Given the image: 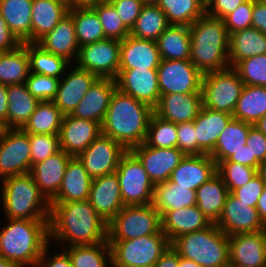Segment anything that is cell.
<instances>
[{
    "label": "cell",
    "mask_w": 266,
    "mask_h": 267,
    "mask_svg": "<svg viewBox=\"0 0 266 267\" xmlns=\"http://www.w3.org/2000/svg\"><path fill=\"white\" fill-rule=\"evenodd\" d=\"M116 83L117 89L122 93L134 97L153 109L157 106L161 96L157 70L119 69Z\"/></svg>",
    "instance_id": "obj_16"
},
{
    "label": "cell",
    "mask_w": 266,
    "mask_h": 267,
    "mask_svg": "<svg viewBox=\"0 0 266 267\" xmlns=\"http://www.w3.org/2000/svg\"><path fill=\"white\" fill-rule=\"evenodd\" d=\"M116 88V79L98 78L71 115L80 119L96 121L102 125Z\"/></svg>",
    "instance_id": "obj_23"
},
{
    "label": "cell",
    "mask_w": 266,
    "mask_h": 267,
    "mask_svg": "<svg viewBox=\"0 0 266 267\" xmlns=\"http://www.w3.org/2000/svg\"><path fill=\"white\" fill-rule=\"evenodd\" d=\"M266 54V35L250 27L230 35L228 60L230 67L237 62Z\"/></svg>",
    "instance_id": "obj_36"
},
{
    "label": "cell",
    "mask_w": 266,
    "mask_h": 267,
    "mask_svg": "<svg viewBox=\"0 0 266 267\" xmlns=\"http://www.w3.org/2000/svg\"><path fill=\"white\" fill-rule=\"evenodd\" d=\"M153 108L115 89L102 123V134L127 150L145 142Z\"/></svg>",
    "instance_id": "obj_2"
},
{
    "label": "cell",
    "mask_w": 266,
    "mask_h": 267,
    "mask_svg": "<svg viewBox=\"0 0 266 267\" xmlns=\"http://www.w3.org/2000/svg\"><path fill=\"white\" fill-rule=\"evenodd\" d=\"M246 0H211L206 5V14L223 19Z\"/></svg>",
    "instance_id": "obj_58"
},
{
    "label": "cell",
    "mask_w": 266,
    "mask_h": 267,
    "mask_svg": "<svg viewBox=\"0 0 266 267\" xmlns=\"http://www.w3.org/2000/svg\"><path fill=\"white\" fill-rule=\"evenodd\" d=\"M263 233H264L265 245H266V225H265V227H264V229H263Z\"/></svg>",
    "instance_id": "obj_74"
},
{
    "label": "cell",
    "mask_w": 266,
    "mask_h": 267,
    "mask_svg": "<svg viewBox=\"0 0 266 267\" xmlns=\"http://www.w3.org/2000/svg\"><path fill=\"white\" fill-rule=\"evenodd\" d=\"M33 0H1L0 13L21 43H31Z\"/></svg>",
    "instance_id": "obj_35"
},
{
    "label": "cell",
    "mask_w": 266,
    "mask_h": 267,
    "mask_svg": "<svg viewBox=\"0 0 266 267\" xmlns=\"http://www.w3.org/2000/svg\"><path fill=\"white\" fill-rule=\"evenodd\" d=\"M68 248L64 251L69 255L72 267L112 266L111 246L108 241L93 245H74Z\"/></svg>",
    "instance_id": "obj_45"
},
{
    "label": "cell",
    "mask_w": 266,
    "mask_h": 267,
    "mask_svg": "<svg viewBox=\"0 0 266 267\" xmlns=\"http://www.w3.org/2000/svg\"><path fill=\"white\" fill-rule=\"evenodd\" d=\"M232 68L244 85L266 87V54L243 59Z\"/></svg>",
    "instance_id": "obj_50"
},
{
    "label": "cell",
    "mask_w": 266,
    "mask_h": 267,
    "mask_svg": "<svg viewBox=\"0 0 266 267\" xmlns=\"http://www.w3.org/2000/svg\"><path fill=\"white\" fill-rule=\"evenodd\" d=\"M229 267H266L263 230L229 236Z\"/></svg>",
    "instance_id": "obj_19"
},
{
    "label": "cell",
    "mask_w": 266,
    "mask_h": 267,
    "mask_svg": "<svg viewBox=\"0 0 266 267\" xmlns=\"http://www.w3.org/2000/svg\"><path fill=\"white\" fill-rule=\"evenodd\" d=\"M169 25L167 17L157 5L143 6L130 35L156 41Z\"/></svg>",
    "instance_id": "obj_46"
},
{
    "label": "cell",
    "mask_w": 266,
    "mask_h": 267,
    "mask_svg": "<svg viewBox=\"0 0 266 267\" xmlns=\"http://www.w3.org/2000/svg\"><path fill=\"white\" fill-rule=\"evenodd\" d=\"M258 174L261 176L263 182L266 183V161L260 164Z\"/></svg>",
    "instance_id": "obj_69"
},
{
    "label": "cell",
    "mask_w": 266,
    "mask_h": 267,
    "mask_svg": "<svg viewBox=\"0 0 266 267\" xmlns=\"http://www.w3.org/2000/svg\"><path fill=\"white\" fill-rule=\"evenodd\" d=\"M127 151L119 142L101 134L78 156V159L94 179L114 173Z\"/></svg>",
    "instance_id": "obj_14"
},
{
    "label": "cell",
    "mask_w": 266,
    "mask_h": 267,
    "mask_svg": "<svg viewBox=\"0 0 266 267\" xmlns=\"http://www.w3.org/2000/svg\"><path fill=\"white\" fill-rule=\"evenodd\" d=\"M21 44L19 39L11 32L0 13V51L10 52Z\"/></svg>",
    "instance_id": "obj_60"
},
{
    "label": "cell",
    "mask_w": 266,
    "mask_h": 267,
    "mask_svg": "<svg viewBox=\"0 0 266 267\" xmlns=\"http://www.w3.org/2000/svg\"><path fill=\"white\" fill-rule=\"evenodd\" d=\"M232 118L233 115L230 113L214 111L202 106L194 120L197 155H210L213 152L219 135Z\"/></svg>",
    "instance_id": "obj_27"
},
{
    "label": "cell",
    "mask_w": 266,
    "mask_h": 267,
    "mask_svg": "<svg viewBox=\"0 0 266 267\" xmlns=\"http://www.w3.org/2000/svg\"><path fill=\"white\" fill-rule=\"evenodd\" d=\"M36 44L44 51L61 56L70 63V60L77 59L80 47L75 34L73 18L69 14L66 15L49 33L39 39Z\"/></svg>",
    "instance_id": "obj_29"
},
{
    "label": "cell",
    "mask_w": 266,
    "mask_h": 267,
    "mask_svg": "<svg viewBox=\"0 0 266 267\" xmlns=\"http://www.w3.org/2000/svg\"><path fill=\"white\" fill-rule=\"evenodd\" d=\"M178 267H201L195 261L185 259L179 256V266Z\"/></svg>",
    "instance_id": "obj_67"
},
{
    "label": "cell",
    "mask_w": 266,
    "mask_h": 267,
    "mask_svg": "<svg viewBox=\"0 0 266 267\" xmlns=\"http://www.w3.org/2000/svg\"><path fill=\"white\" fill-rule=\"evenodd\" d=\"M160 62L156 41L138 39L131 35L121 40L119 69L157 70Z\"/></svg>",
    "instance_id": "obj_24"
},
{
    "label": "cell",
    "mask_w": 266,
    "mask_h": 267,
    "mask_svg": "<svg viewBox=\"0 0 266 267\" xmlns=\"http://www.w3.org/2000/svg\"><path fill=\"white\" fill-rule=\"evenodd\" d=\"M157 6L170 25L190 26L206 13L202 0H160Z\"/></svg>",
    "instance_id": "obj_43"
},
{
    "label": "cell",
    "mask_w": 266,
    "mask_h": 267,
    "mask_svg": "<svg viewBox=\"0 0 266 267\" xmlns=\"http://www.w3.org/2000/svg\"><path fill=\"white\" fill-rule=\"evenodd\" d=\"M7 129L8 128H7L6 124H5V122L0 120V141L2 140V138H3V136H4V134H5Z\"/></svg>",
    "instance_id": "obj_71"
},
{
    "label": "cell",
    "mask_w": 266,
    "mask_h": 267,
    "mask_svg": "<svg viewBox=\"0 0 266 267\" xmlns=\"http://www.w3.org/2000/svg\"><path fill=\"white\" fill-rule=\"evenodd\" d=\"M253 126L266 136V115L260 118Z\"/></svg>",
    "instance_id": "obj_68"
},
{
    "label": "cell",
    "mask_w": 266,
    "mask_h": 267,
    "mask_svg": "<svg viewBox=\"0 0 266 267\" xmlns=\"http://www.w3.org/2000/svg\"><path fill=\"white\" fill-rule=\"evenodd\" d=\"M31 146L29 133L23 129L8 128L0 141V181L30 173Z\"/></svg>",
    "instance_id": "obj_13"
},
{
    "label": "cell",
    "mask_w": 266,
    "mask_h": 267,
    "mask_svg": "<svg viewBox=\"0 0 266 267\" xmlns=\"http://www.w3.org/2000/svg\"><path fill=\"white\" fill-rule=\"evenodd\" d=\"M115 172L125 206L152 204L154 184L130 150L122 156Z\"/></svg>",
    "instance_id": "obj_10"
},
{
    "label": "cell",
    "mask_w": 266,
    "mask_h": 267,
    "mask_svg": "<svg viewBox=\"0 0 266 267\" xmlns=\"http://www.w3.org/2000/svg\"><path fill=\"white\" fill-rule=\"evenodd\" d=\"M179 255L170 246L153 267H178Z\"/></svg>",
    "instance_id": "obj_63"
},
{
    "label": "cell",
    "mask_w": 266,
    "mask_h": 267,
    "mask_svg": "<svg viewBox=\"0 0 266 267\" xmlns=\"http://www.w3.org/2000/svg\"><path fill=\"white\" fill-rule=\"evenodd\" d=\"M252 27L266 35V3L263 0H254Z\"/></svg>",
    "instance_id": "obj_61"
},
{
    "label": "cell",
    "mask_w": 266,
    "mask_h": 267,
    "mask_svg": "<svg viewBox=\"0 0 266 267\" xmlns=\"http://www.w3.org/2000/svg\"><path fill=\"white\" fill-rule=\"evenodd\" d=\"M59 1L63 2L64 4H66L68 6H70V1L71 0H59Z\"/></svg>",
    "instance_id": "obj_73"
},
{
    "label": "cell",
    "mask_w": 266,
    "mask_h": 267,
    "mask_svg": "<svg viewBox=\"0 0 266 267\" xmlns=\"http://www.w3.org/2000/svg\"><path fill=\"white\" fill-rule=\"evenodd\" d=\"M97 13L106 38L123 40L130 35V30L124 25L114 6L104 1L92 7Z\"/></svg>",
    "instance_id": "obj_48"
},
{
    "label": "cell",
    "mask_w": 266,
    "mask_h": 267,
    "mask_svg": "<svg viewBox=\"0 0 266 267\" xmlns=\"http://www.w3.org/2000/svg\"><path fill=\"white\" fill-rule=\"evenodd\" d=\"M246 145L251 151V159L260 163L266 161V136L254 126L248 132Z\"/></svg>",
    "instance_id": "obj_57"
},
{
    "label": "cell",
    "mask_w": 266,
    "mask_h": 267,
    "mask_svg": "<svg viewBox=\"0 0 266 267\" xmlns=\"http://www.w3.org/2000/svg\"><path fill=\"white\" fill-rule=\"evenodd\" d=\"M211 0H202L203 4L206 6Z\"/></svg>",
    "instance_id": "obj_75"
},
{
    "label": "cell",
    "mask_w": 266,
    "mask_h": 267,
    "mask_svg": "<svg viewBox=\"0 0 266 267\" xmlns=\"http://www.w3.org/2000/svg\"><path fill=\"white\" fill-rule=\"evenodd\" d=\"M171 247L179 256L201 267H229V236L215 223L179 236L171 242Z\"/></svg>",
    "instance_id": "obj_6"
},
{
    "label": "cell",
    "mask_w": 266,
    "mask_h": 267,
    "mask_svg": "<svg viewBox=\"0 0 266 267\" xmlns=\"http://www.w3.org/2000/svg\"><path fill=\"white\" fill-rule=\"evenodd\" d=\"M144 143L156 148L177 147V124L162 119L153 112Z\"/></svg>",
    "instance_id": "obj_47"
},
{
    "label": "cell",
    "mask_w": 266,
    "mask_h": 267,
    "mask_svg": "<svg viewBox=\"0 0 266 267\" xmlns=\"http://www.w3.org/2000/svg\"><path fill=\"white\" fill-rule=\"evenodd\" d=\"M30 73L29 57L25 43L15 50L0 55V84H23Z\"/></svg>",
    "instance_id": "obj_39"
},
{
    "label": "cell",
    "mask_w": 266,
    "mask_h": 267,
    "mask_svg": "<svg viewBox=\"0 0 266 267\" xmlns=\"http://www.w3.org/2000/svg\"><path fill=\"white\" fill-rule=\"evenodd\" d=\"M92 180L78 157H72L66 167L58 194L50 202L88 200Z\"/></svg>",
    "instance_id": "obj_30"
},
{
    "label": "cell",
    "mask_w": 266,
    "mask_h": 267,
    "mask_svg": "<svg viewBox=\"0 0 266 267\" xmlns=\"http://www.w3.org/2000/svg\"><path fill=\"white\" fill-rule=\"evenodd\" d=\"M203 106L202 93L161 95L153 112L175 124L194 121Z\"/></svg>",
    "instance_id": "obj_22"
},
{
    "label": "cell",
    "mask_w": 266,
    "mask_h": 267,
    "mask_svg": "<svg viewBox=\"0 0 266 267\" xmlns=\"http://www.w3.org/2000/svg\"><path fill=\"white\" fill-rule=\"evenodd\" d=\"M264 182L257 173L249 182L242 187L234 189L231 194L250 207H256L258 198L263 192Z\"/></svg>",
    "instance_id": "obj_54"
},
{
    "label": "cell",
    "mask_w": 266,
    "mask_h": 267,
    "mask_svg": "<svg viewBox=\"0 0 266 267\" xmlns=\"http://www.w3.org/2000/svg\"><path fill=\"white\" fill-rule=\"evenodd\" d=\"M59 81V78L30 72L25 84L29 93L42 102L52 101L55 98Z\"/></svg>",
    "instance_id": "obj_52"
},
{
    "label": "cell",
    "mask_w": 266,
    "mask_h": 267,
    "mask_svg": "<svg viewBox=\"0 0 266 267\" xmlns=\"http://www.w3.org/2000/svg\"><path fill=\"white\" fill-rule=\"evenodd\" d=\"M49 245L43 250L40 259L35 267H72V262L69 255L63 250L62 253H57L52 257H48Z\"/></svg>",
    "instance_id": "obj_59"
},
{
    "label": "cell",
    "mask_w": 266,
    "mask_h": 267,
    "mask_svg": "<svg viewBox=\"0 0 266 267\" xmlns=\"http://www.w3.org/2000/svg\"><path fill=\"white\" fill-rule=\"evenodd\" d=\"M72 157L60 149L31 167L30 174L45 197L51 201L59 191L69 160Z\"/></svg>",
    "instance_id": "obj_26"
},
{
    "label": "cell",
    "mask_w": 266,
    "mask_h": 267,
    "mask_svg": "<svg viewBox=\"0 0 266 267\" xmlns=\"http://www.w3.org/2000/svg\"><path fill=\"white\" fill-rule=\"evenodd\" d=\"M64 79H60L55 98L52 100L63 115L72 114L93 83L99 78L76 65Z\"/></svg>",
    "instance_id": "obj_20"
},
{
    "label": "cell",
    "mask_w": 266,
    "mask_h": 267,
    "mask_svg": "<svg viewBox=\"0 0 266 267\" xmlns=\"http://www.w3.org/2000/svg\"><path fill=\"white\" fill-rule=\"evenodd\" d=\"M161 230V215L152 204L124 206L108 223V240H131Z\"/></svg>",
    "instance_id": "obj_8"
},
{
    "label": "cell",
    "mask_w": 266,
    "mask_h": 267,
    "mask_svg": "<svg viewBox=\"0 0 266 267\" xmlns=\"http://www.w3.org/2000/svg\"><path fill=\"white\" fill-rule=\"evenodd\" d=\"M29 57L30 72L61 79L71 63L65 58L44 51L36 43H25Z\"/></svg>",
    "instance_id": "obj_44"
},
{
    "label": "cell",
    "mask_w": 266,
    "mask_h": 267,
    "mask_svg": "<svg viewBox=\"0 0 266 267\" xmlns=\"http://www.w3.org/2000/svg\"><path fill=\"white\" fill-rule=\"evenodd\" d=\"M50 204L49 242L54 239L74 246L108 241V223L88 200Z\"/></svg>",
    "instance_id": "obj_1"
},
{
    "label": "cell",
    "mask_w": 266,
    "mask_h": 267,
    "mask_svg": "<svg viewBox=\"0 0 266 267\" xmlns=\"http://www.w3.org/2000/svg\"><path fill=\"white\" fill-rule=\"evenodd\" d=\"M196 205V191L191 187L177 186L169 182L154 184L152 206L161 217L169 210Z\"/></svg>",
    "instance_id": "obj_34"
},
{
    "label": "cell",
    "mask_w": 266,
    "mask_h": 267,
    "mask_svg": "<svg viewBox=\"0 0 266 267\" xmlns=\"http://www.w3.org/2000/svg\"><path fill=\"white\" fill-rule=\"evenodd\" d=\"M63 116L53 101H42L22 129L26 133L59 135Z\"/></svg>",
    "instance_id": "obj_41"
},
{
    "label": "cell",
    "mask_w": 266,
    "mask_h": 267,
    "mask_svg": "<svg viewBox=\"0 0 266 267\" xmlns=\"http://www.w3.org/2000/svg\"><path fill=\"white\" fill-rule=\"evenodd\" d=\"M227 160L230 162H238L245 166H250L256 170L259 169L261 164L257 159H251V151L246 144L243 145L242 149L238 152L233 153Z\"/></svg>",
    "instance_id": "obj_62"
},
{
    "label": "cell",
    "mask_w": 266,
    "mask_h": 267,
    "mask_svg": "<svg viewBox=\"0 0 266 267\" xmlns=\"http://www.w3.org/2000/svg\"><path fill=\"white\" fill-rule=\"evenodd\" d=\"M177 148L185 155H197L194 121L177 124Z\"/></svg>",
    "instance_id": "obj_56"
},
{
    "label": "cell",
    "mask_w": 266,
    "mask_h": 267,
    "mask_svg": "<svg viewBox=\"0 0 266 267\" xmlns=\"http://www.w3.org/2000/svg\"><path fill=\"white\" fill-rule=\"evenodd\" d=\"M191 63L202 73L230 68L228 54L230 35L223 19L204 14L189 26Z\"/></svg>",
    "instance_id": "obj_4"
},
{
    "label": "cell",
    "mask_w": 266,
    "mask_h": 267,
    "mask_svg": "<svg viewBox=\"0 0 266 267\" xmlns=\"http://www.w3.org/2000/svg\"><path fill=\"white\" fill-rule=\"evenodd\" d=\"M233 118L254 125L266 115V87L244 85Z\"/></svg>",
    "instance_id": "obj_40"
},
{
    "label": "cell",
    "mask_w": 266,
    "mask_h": 267,
    "mask_svg": "<svg viewBox=\"0 0 266 267\" xmlns=\"http://www.w3.org/2000/svg\"><path fill=\"white\" fill-rule=\"evenodd\" d=\"M256 208L262 222L266 225V183L264 184L262 194L258 198Z\"/></svg>",
    "instance_id": "obj_65"
},
{
    "label": "cell",
    "mask_w": 266,
    "mask_h": 267,
    "mask_svg": "<svg viewBox=\"0 0 266 267\" xmlns=\"http://www.w3.org/2000/svg\"><path fill=\"white\" fill-rule=\"evenodd\" d=\"M160 0H141L144 6L158 5Z\"/></svg>",
    "instance_id": "obj_72"
},
{
    "label": "cell",
    "mask_w": 266,
    "mask_h": 267,
    "mask_svg": "<svg viewBox=\"0 0 266 267\" xmlns=\"http://www.w3.org/2000/svg\"><path fill=\"white\" fill-rule=\"evenodd\" d=\"M124 25L131 30L141 13L143 3L141 0H110Z\"/></svg>",
    "instance_id": "obj_55"
},
{
    "label": "cell",
    "mask_w": 266,
    "mask_h": 267,
    "mask_svg": "<svg viewBox=\"0 0 266 267\" xmlns=\"http://www.w3.org/2000/svg\"><path fill=\"white\" fill-rule=\"evenodd\" d=\"M253 5L254 0H246L223 18L229 35L239 30L252 27Z\"/></svg>",
    "instance_id": "obj_53"
},
{
    "label": "cell",
    "mask_w": 266,
    "mask_h": 267,
    "mask_svg": "<svg viewBox=\"0 0 266 267\" xmlns=\"http://www.w3.org/2000/svg\"><path fill=\"white\" fill-rule=\"evenodd\" d=\"M243 88V81L232 67L203 74V106L210 110L233 114Z\"/></svg>",
    "instance_id": "obj_9"
},
{
    "label": "cell",
    "mask_w": 266,
    "mask_h": 267,
    "mask_svg": "<svg viewBox=\"0 0 266 267\" xmlns=\"http://www.w3.org/2000/svg\"><path fill=\"white\" fill-rule=\"evenodd\" d=\"M130 151L140 160L153 184L169 180L172 171L185 157L177 147L156 148L145 143L131 148Z\"/></svg>",
    "instance_id": "obj_15"
},
{
    "label": "cell",
    "mask_w": 266,
    "mask_h": 267,
    "mask_svg": "<svg viewBox=\"0 0 266 267\" xmlns=\"http://www.w3.org/2000/svg\"><path fill=\"white\" fill-rule=\"evenodd\" d=\"M68 12L69 6L59 0H33L31 43H36L49 33Z\"/></svg>",
    "instance_id": "obj_31"
},
{
    "label": "cell",
    "mask_w": 266,
    "mask_h": 267,
    "mask_svg": "<svg viewBox=\"0 0 266 267\" xmlns=\"http://www.w3.org/2000/svg\"><path fill=\"white\" fill-rule=\"evenodd\" d=\"M157 75L161 95L202 93L203 74L190 60H161Z\"/></svg>",
    "instance_id": "obj_12"
},
{
    "label": "cell",
    "mask_w": 266,
    "mask_h": 267,
    "mask_svg": "<svg viewBox=\"0 0 266 267\" xmlns=\"http://www.w3.org/2000/svg\"><path fill=\"white\" fill-rule=\"evenodd\" d=\"M88 201L107 223L117 215L125 205L116 172L92 180Z\"/></svg>",
    "instance_id": "obj_21"
},
{
    "label": "cell",
    "mask_w": 266,
    "mask_h": 267,
    "mask_svg": "<svg viewBox=\"0 0 266 267\" xmlns=\"http://www.w3.org/2000/svg\"><path fill=\"white\" fill-rule=\"evenodd\" d=\"M216 173L222 178L231 193L234 189L249 182L258 173V170L238 162L225 160L216 165Z\"/></svg>",
    "instance_id": "obj_49"
},
{
    "label": "cell",
    "mask_w": 266,
    "mask_h": 267,
    "mask_svg": "<svg viewBox=\"0 0 266 267\" xmlns=\"http://www.w3.org/2000/svg\"><path fill=\"white\" fill-rule=\"evenodd\" d=\"M120 40L103 39L79 48L75 63L99 78L116 79L119 74Z\"/></svg>",
    "instance_id": "obj_11"
},
{
    "label": "cell",
    "mask_w": 266,
    "mask_h": 267,
    "mask_svg": "<svg viewBox=\"0 0 266 267\" xmlns=\"http://www.w3.org/2000/svg\"><path fill=\"white\" fill-rule=\"evenodd\" d=\"M7 96L8 110L5 124L7 128L22 129L40 101L29 93L25 83L8 85Z\"/></svg>",
    "instance_id": "obj_32"
},
{
    "label": "cell",
    "mask_w": 266,
    "mask_h": 267,
    "mask_svg": "<svg viewBox=\"0 0 266 267\" xmlns=\"http://www.w3.org/2000/svg\"><path fill=\"white\" fill-rule=\"evenodd\" d=\"M108 242L111 246L112 267H153L171 246L162 230L131 240Z\"/></svg>",
    "instance_id": "obj_7"
},
{
    "label": "cell",
    "mask_w": 266,
    "mask_h": 267,
    "mask_svg": "<svg viewBox=\"0 0 266 267\" xmlns=\"http://www.w3.org/2000/svg\"><path fill=\"white\" fill-rule=\"evenodd\" d=\"M31 167L60 150L59 135L29 133Z\"/></svg>",
    "instance_id": "obj_51"
},
{
    "label": "cell",
    "mask_w": 266,
    "mask_h": 267,
    "mask_svg": "<svg viewBox=\"0 0 266 267\" xmlns=\"http://www.w3.org/2000/svg\"><path fill=\"white\" fill-rule=\"evenodd\" d=\"M0 267H18V266L0 256Z\"/></svg>",
    "instance_id": "obj_70"
},
{
    "label": "cell",
    "mask_w": 266,
    "mask_h": 267,
    "mask_svg": "<svg viewBox=\"0 0 266 267\" xmlns=\"http://www.w3.org/2000/svg\"><path fill=\"white\" fill-rule=\"evenodd\" d=\"M156 44L161 60H190L191 37L189 26L169 25Z\"/></svg>",
    "instance_id": "obj_37"
},
{
    "label": "cell",
    "mask_w": 266,
    "mask_h": 267,
    "mask_svg": "<svg viewBox=\"0 0 266 267\" xmlns=\"http://www.w3.org/2000/svg\"><path fill=\"white\" fill-rule=\"evenodd\" d=\"M252 126L250 123L234 118L230 120L224 131L219 135L214 150L210 154L216 165L242 149L243 145L246 144L247 135Z\"/></svg>",
    "instance_id": "obj_38"
},
{
    "label": "cell",
    "mask_w": 266,
    "mask_h": 267,
    "mask_svg": "<svg viewBox=\"0 0 266 267\" xmlns=\"http://www.w3.org/2000/svg\"><path fill=\"white\" fill-rule=\"evenodd\" d=\"M103 0H71L69 9L94 7Z\"/></svg>",
    "instance_id": "obj_66"
},
{
    "label": "cell",
    "mask_w": 266,
    "mask_h": 267,
    "mask_svg": "<svg viewBox=\"0 0 266 267\" xmlns=\"http://www.w3.org/2000/svg\"><path fill=\"white\" fill-rule=\"evenodd\" d=\"M68 14L73 18L79 47L106 39L100 19L92 7L69 9Z\"/></svg>",
    "instance_id": "obj_42"
},
{
    "label": "cell",
    "mask_w": 266,
    "mask_h": 267,
    "mask_svg": "<svg viewBox=\"0 0 266 267\" xmlns=\"http://www.w3.org/2000/svg\"><path fill=\"white\" fill-rule=\"evenodd\" d=\"M0 231V256L18 267H35L49 242V220L9 219Z\"/></svg>",
    "instance_id": "obj_3"
},
{
    "label": "cell",
    "mask_w": 266,
    "mask_h": 267,
    "mask_svg": "<svg viewBox=\"0 0 266 267\" xmlns=\"http://www.w3.org/2000/svg\"><path fill=\"white\" fill-rule=\"evenodd\" d=\"M228 194L227 186L216 173L196 189V205L211 223H216L221 216Z\"/></svg>",
    "instance_id": "obj_33"
},
{
    "label": "cell",
    "mask_w": 266,
    "mask_h": 267,
    "mask_svg": "<svg viewBox=\"0 0 266 267\" xmlns=\"http://www.w3.org/2000/svg\"><path fill=\"white\" fill-rule=\"evenodd\" d=\"M162 231L170 242L190 232L206 229L212 223L197 207H183L167 211L162 217Z\"/></svg>",
    "instance_id": "obj_28"
},
{
    "label": "cell",
    "mask_w": 266,
    "mask_h": 267,
    "mask_svg": "<svg viewBox=\"0 0 266 267\" xmlns=\"http://www.w3.org/2000/svg\"><path fill=\"white\" fill-rule=\"evenodd\" d=\"M101 134L100 123L64 115L59 133L60 149L71 157H78Z\"/></svg>",
    "instance_id": "obj_18"
},
{
    "label": "cell",
    "mask_w": 266,
    "mask_h": 267,
    "mask_svg": "<svg viewBox=\"0 0 266 267\" xmlns=\"http://www.w3.org/2000/svg\"><path fill=\"white\" fill-rule=\"evenodd\" d=\"M216 174V162L208 154L185 155L180 164L172 171L169 182L177 186L199 188Z\"/></svg>",
    "instance_id": "obj_25"
},
{
    "label": "cell",
    "mask_w": 266,
    "mask_h": 267,
    "mask_svg": "<svg viewBox=\"0 0 266 267\" xmlns=\"http://www.w3.org/2000/svg\"><path fill=\"white\" fill-rule=\"evenodd\" d=\"M7 89L8 85L0 84V120L4 122L7 119L8 110Z\"/></svg>",
    "instance_id": "obj_64"
},
{
    "label": "cell",
    "mask_w": 266,
    "mask_h": 267,
    "mask_svg": "<svg viewBox=\"0 0 266 267\" xmlns=\"http://www.w3.org/2000/svg\"><path fill=\"white\" fill-rule=\"evenodd\" d=\"M2 201L8 219L49 220L50 201L30 173L2 179Z\"/></svg>",
    "instance_id": "obj_5"
},
{
    "label": "cell",
    "mask_w": 266,
    "mask_h": 267,
    "mask_svg": "<svg viewBox=\"0 0 266 267\" xmlns=\"http://www.w3.org/2000/svg\"><path fill=\"white\" fill-rule=\"evenodd\" d=\"M215 224L228 236L257 232L265 227L257 208L248 206L231 193L228 194L221 216Z\"/></svg>",
    "instance_id": "obj_17"
}]
</instances>
